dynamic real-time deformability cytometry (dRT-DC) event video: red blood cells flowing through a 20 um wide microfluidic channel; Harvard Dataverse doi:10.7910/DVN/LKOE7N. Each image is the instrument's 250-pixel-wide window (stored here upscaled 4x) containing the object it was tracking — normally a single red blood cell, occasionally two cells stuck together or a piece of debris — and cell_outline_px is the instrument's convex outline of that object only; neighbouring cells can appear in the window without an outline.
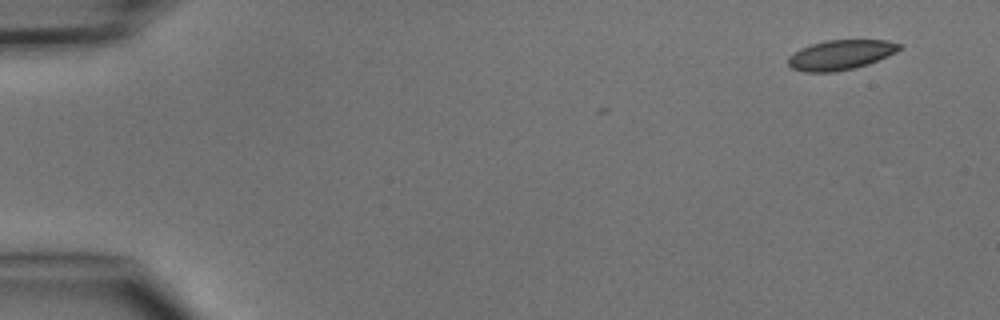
{"species": "common noctule bat (a hibernating species)", "species_latin": "Nyctalus noctula", "temperature_condition": "cold", "stored_images_in_passage": 2, "camera_frame_rate_fps": 3000, "um_per_image_px": 0.085, "animal": {"sex": "male", "body_mass_g": 15.6}, "frame": {"image": 1, "passage_image": 2, "time_ms": 2.0, "image_size_px": [1000, 320], "cell_outline_px": [[904, 44], [896, 52], [888, 56], [868, 64], [836, 72], [804, 72], [792, 68], [788, 64], [788, 56], [800, 48], [824, 40], [888, 40]], "centroid_in_image_um": [71.46, 4.66], "position_along_channel_um": 13.5, "area_um2": 19.42}}